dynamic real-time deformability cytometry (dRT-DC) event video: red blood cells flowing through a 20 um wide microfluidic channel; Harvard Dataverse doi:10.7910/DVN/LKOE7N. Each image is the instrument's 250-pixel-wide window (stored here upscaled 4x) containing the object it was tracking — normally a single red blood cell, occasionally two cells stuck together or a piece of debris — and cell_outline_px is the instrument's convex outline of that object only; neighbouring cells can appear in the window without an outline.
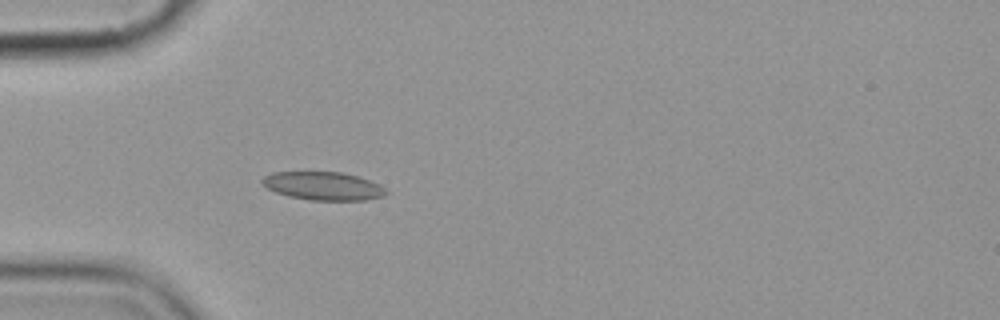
{"species": "common noctule bat (a hibernating species)", "species_latin": "Nyctalus noctula", "temperature_condition": "cold", "stored_images_in_passage": 5, "camera_frame_rate_fps": 3000, "um_per_image_px": 0.085, "animal": {"sex": "female", "body_mass_g": 19.9}, "frame": {"image": 1, "passage_image": 5, "time_ms": 5.333, "image_size_px": [1000, 320], "cell_outline_px": [[388, 192], [384, 196], [364, 200], [308, 200], [288, 196], [276, 192], [260, 184], [260, 180], [264, 176], [272, 172], [344, 172], [380, 184]], "centroid_in_image_um": [27.44, 15.8], "position_along_channel_um": 57.6, "area_um2": 20.46}}